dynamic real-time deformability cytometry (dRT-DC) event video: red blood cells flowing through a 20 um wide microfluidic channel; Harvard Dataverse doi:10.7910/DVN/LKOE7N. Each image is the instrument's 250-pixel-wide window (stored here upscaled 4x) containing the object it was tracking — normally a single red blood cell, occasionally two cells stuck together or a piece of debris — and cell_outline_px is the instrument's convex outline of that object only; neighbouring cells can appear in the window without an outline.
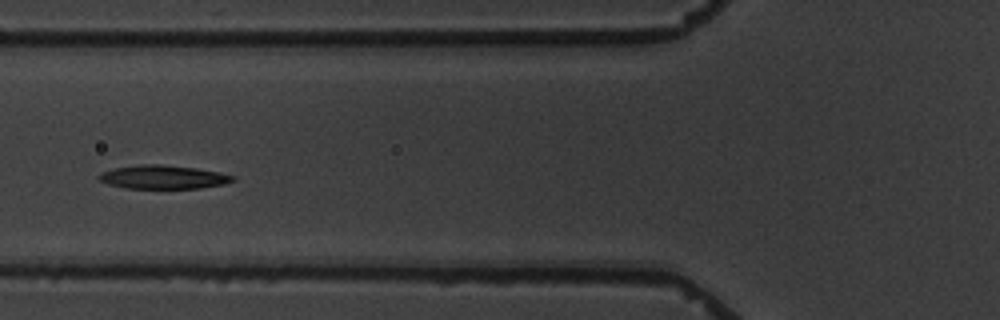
{"species": "common noctule bat (a hibernating species)", "species_latin": "Nyctalus noctula", "temperature_condition": "warm", "stored_images_in_passage": 7, "camera_frame_rate_fps": 3000, "um_per_image_px": 0.085, "animal": {"sex": "male", "body_mass_g": 19.5, "forearm_length_mm": 54.6}, "frame": {"image": 1, "passage_image": 5, "time_ms": 4.667, "image_size_px": [1000, 320], "cell_outline_px": [[236, 180], [224, 184], [200, 188], [124, 188], [108, 184], [96, 180], [96, 176], [100, 172], [116, 168], [144, 164], [160, 164], [196, 168], [220, 172], [236, 176]], "centroid_in_image_um": [13.86, 15.05], "position_along_channel_um": 111.9, "area_um2": 18.55}}
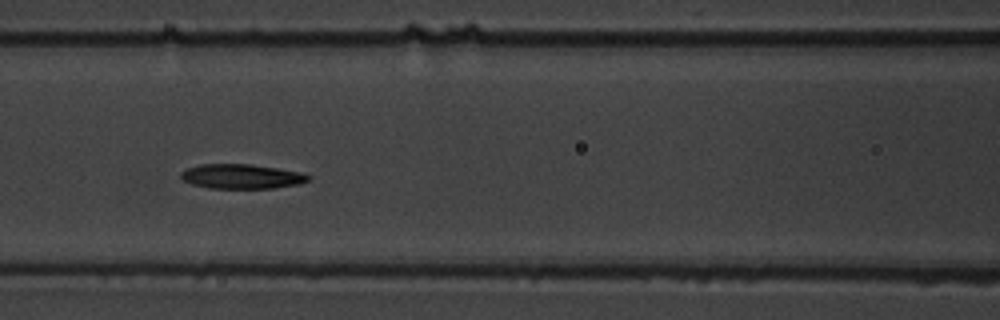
{"frame": {"image": 2, "passage_image": 6, "time_ms": 5.667, "image_size_px": [1000, 320], "cell_outline_px": [[312, 176], [308, 180], [300, 184], [276, 188], [208, 188], [192, 184], [184, 180], [180, 176], [180, 172], [188, 168], [200, 164], [252, 164], [300, 172]], "centroid_in_image_um": [20.54, 15.0], "position_along_channel_um": 146.1, "area_um2": 18.26}}
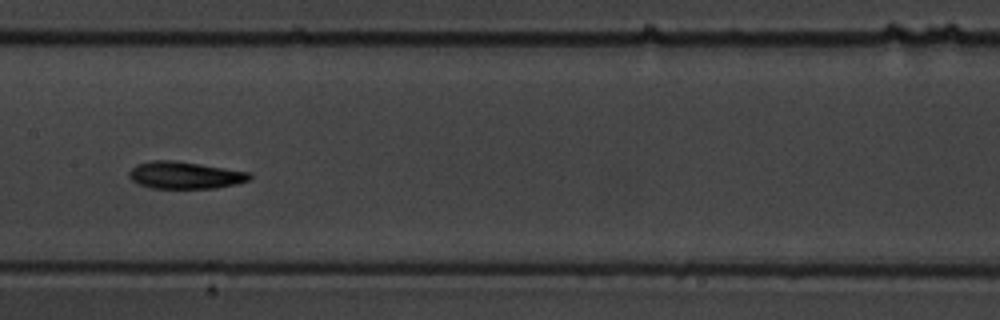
{"frame": {"image": 3, "passage_image": 7, "time_ms": 7.0, "image_size_px": [1000, 320], "cell_outline_px": [[252, 176], [248, 180], [236, 184], [216, 188], [152, 188], [140, 184], [132, 180], [128, 176], [128, 172], [136, 164], [152, 160], [176, 160], [248, 172]], "centroid_in_image_um": [15.68, 14.88], "position_along_channel_um": 191.7, "area_um2": 18.96}}